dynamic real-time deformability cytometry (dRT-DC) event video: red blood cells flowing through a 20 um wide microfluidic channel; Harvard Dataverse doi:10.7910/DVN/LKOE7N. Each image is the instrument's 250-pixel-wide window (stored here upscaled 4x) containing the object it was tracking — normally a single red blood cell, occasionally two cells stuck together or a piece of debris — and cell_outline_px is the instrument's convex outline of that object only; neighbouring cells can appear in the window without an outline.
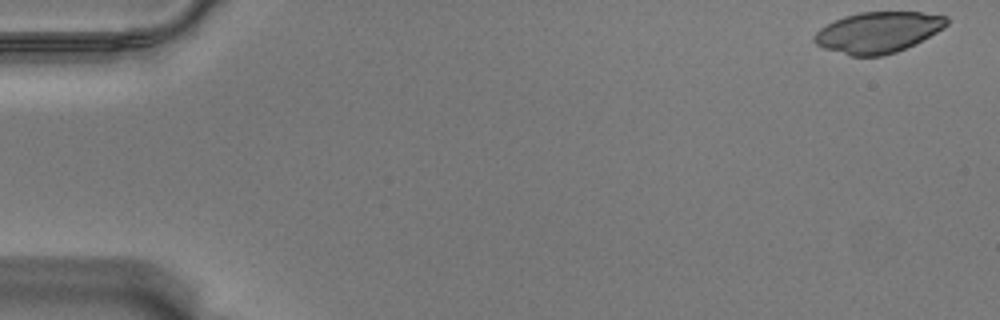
{"species": "Egyptian fruit bat (a non-hibernating species)", "species_latin": "Rousettus aegyptiacus", "temperature_condition": "warm", "stored_images_in_passage": 57, "camera_frame_rate_fps": 3000, "um_per_image_px": 0.085, "animal": {"sex": "male"}, "frame": {"image": 1, "passage_image": 1, "time_ms": 0.0, "image_size_px": [1000, 320], "cell_outline_px": [[948, 24], [944, 28], [896, 52], [880, 56], [852, 56], [824, 48], [816, 44], [812, 40], [812, 36], [820, 28], [844, 16], [860, 12], [920, 12], [948, 16]], "centroid_in_image_um": [74.61, 2.74], "position_along_channel_um": 10.4, "area_um2": 31.27}}